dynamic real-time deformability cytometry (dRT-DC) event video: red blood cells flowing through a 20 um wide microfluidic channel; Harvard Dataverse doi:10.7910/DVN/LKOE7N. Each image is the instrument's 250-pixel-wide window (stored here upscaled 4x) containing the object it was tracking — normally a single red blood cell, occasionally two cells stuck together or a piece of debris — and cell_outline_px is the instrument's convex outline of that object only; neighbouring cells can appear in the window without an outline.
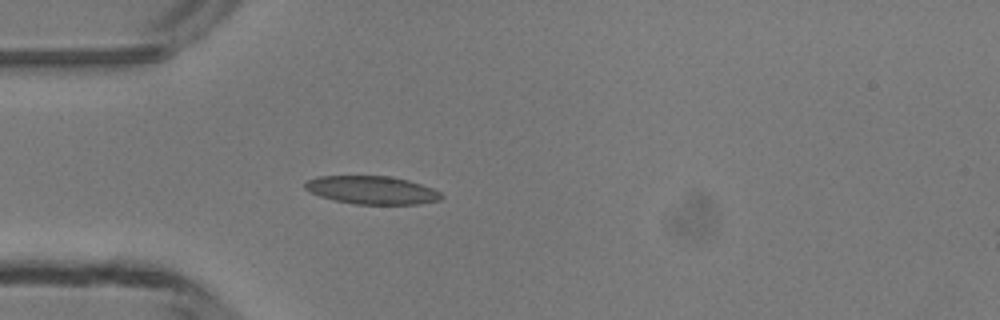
{"species": "common noctule bat (a hibernating species)", "species_latin": "Nyctalus noctula", "temperature_condition": "room temperature", "stored_images_in_passage": 3, "camera_frame_rate_fps": 3000, "um_per_image_px": 0.085, "animal": {"sex": "male", "body_mass_g": 13.3}, "frame": {"image": 1, "passage_image": 3, "time_ms": 3.333, "image_size_px": [1000, 320], "cell_outline_px": [[444, 196], [440, 200], [420, 204], [356, 204], [336, 200], [320, 196], [304, 188], [304, 184], [308, 180], [320, 176], [388, 176], [408, 180], [432, 188], [440, 192]], "centroid_in_image_um": [31.64, 16.16], "position_along_channel_um": 53.4, "area_um2": 22.14}}